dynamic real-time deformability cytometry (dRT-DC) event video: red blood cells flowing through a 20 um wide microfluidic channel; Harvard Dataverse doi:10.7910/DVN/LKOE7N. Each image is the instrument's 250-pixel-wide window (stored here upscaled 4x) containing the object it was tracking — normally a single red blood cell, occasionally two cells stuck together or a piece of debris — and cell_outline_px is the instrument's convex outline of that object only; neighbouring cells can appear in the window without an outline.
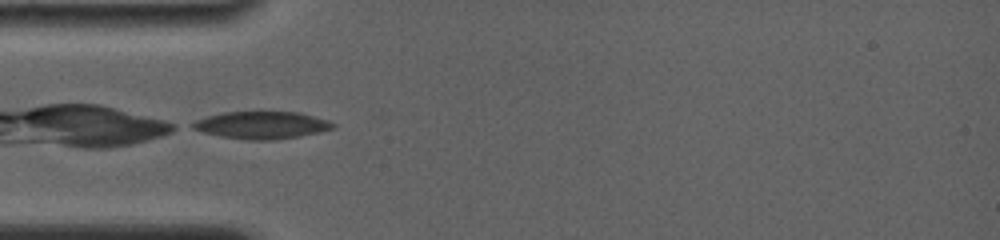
{"species": "common noctule bat (a hibernating species)", "species_latin": "Nyctalus noctula", "temperature_condition": "room temperature", "stored_images_in_passage": 2, "camera_frame_rate_fps": 4000, "um_per_image_px": 0.085, "animal": {"sex": "female", "body_mass_g": 19.0, "forearm_length_mm": 56.7}, "frame": {"image": 1, "passage_image": 1, "time_ms": 0.0, "image_size_px": [1000, 240], "cell_outline_px": [[336, 128], [320, 132], [272, 140], [252, 140], [220, 136], [204, 132], [192, 128], [188, 124], [196, 120], [208, 116], [224, 112], [300, 112], [328, 120], [336, 124]], "centroid_in_image_um": [22.26, 10.63], "position_along_channel_um": 62.7, "area_um2": 22.25}}